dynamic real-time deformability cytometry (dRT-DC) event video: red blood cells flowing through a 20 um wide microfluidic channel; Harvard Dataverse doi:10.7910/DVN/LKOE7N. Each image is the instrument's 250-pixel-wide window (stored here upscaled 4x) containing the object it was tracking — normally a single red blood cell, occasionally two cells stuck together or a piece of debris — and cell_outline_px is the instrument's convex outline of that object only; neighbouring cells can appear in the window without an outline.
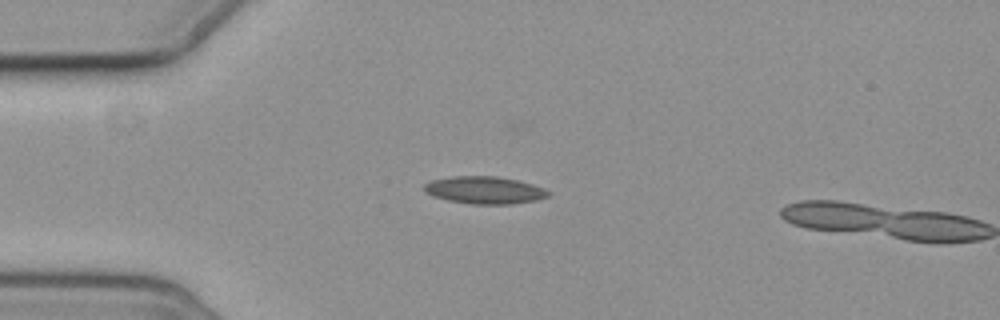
{"species": "common noctule bat (a hibernating species)", "species_latin": "Nyctalus noctula", "temperature_condition": "cold", "stored_images_in_passage": 5, "camera_frame_rate_fps": 3000, "um_per_image_px": 0.085, "animal": {"sex": "female", "body_mass_g": 19.3, "forearm_length_mm": 54.1}, "frame": {"image": 1, "passage_image": 4, "time_ms": 3.333, "image_size_px": [1000, 320], "cell_outline_px": [[552, 192], [548, 196], [536, 200], [512, 204], [472, 204], [448, 200], [432, 196], [424, 192], [424, 184], [432, 180], [452, 176], [496, 176], [516, 180], [532, 184], [544, 188]], "centroid_in_image_um": [41.18, 16.16], "position_along_channel_um": 43.8, "area_um2": 19.83}}